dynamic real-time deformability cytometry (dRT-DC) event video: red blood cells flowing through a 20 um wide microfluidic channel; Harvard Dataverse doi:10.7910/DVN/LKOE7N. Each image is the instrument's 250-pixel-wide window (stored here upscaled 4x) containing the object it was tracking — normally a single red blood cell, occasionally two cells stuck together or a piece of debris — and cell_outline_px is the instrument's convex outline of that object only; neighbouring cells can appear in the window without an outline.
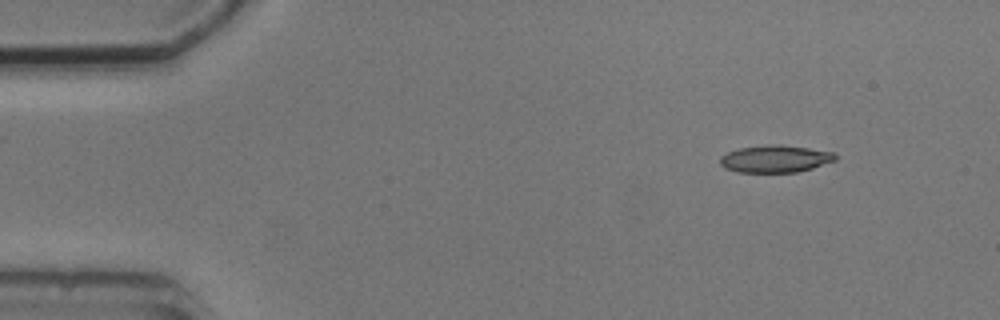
{"species": "common noctule bat (a hibernating species)", "species_latin": "Nyctalus noctula", "temperature_condition": "cold", "stored_images_in_passage": 5, "camera_frame_rate_fps": 3000, "um_per_image_px": 0.085, "animal": {"sex": "male", "body_mass_g": 20.5, "forearm_length_mm": 52.5}, "frame": {"image": 1, "passage_image": 5, "time_ms": 4.667, "image_size_px": [1000, 320], "cell_outline_px": [[836, 160], [812, 168], [796, 172], [736, 172], [724, 168], [720, 164], [720, 156], [728, 152], [740, 148], [768, 144], [780, 144], [836, 152]], "centroid_in_image_um": [65.89, 13.49], "position_along_channel_um": 19.1, "area_um2": 18.38}}